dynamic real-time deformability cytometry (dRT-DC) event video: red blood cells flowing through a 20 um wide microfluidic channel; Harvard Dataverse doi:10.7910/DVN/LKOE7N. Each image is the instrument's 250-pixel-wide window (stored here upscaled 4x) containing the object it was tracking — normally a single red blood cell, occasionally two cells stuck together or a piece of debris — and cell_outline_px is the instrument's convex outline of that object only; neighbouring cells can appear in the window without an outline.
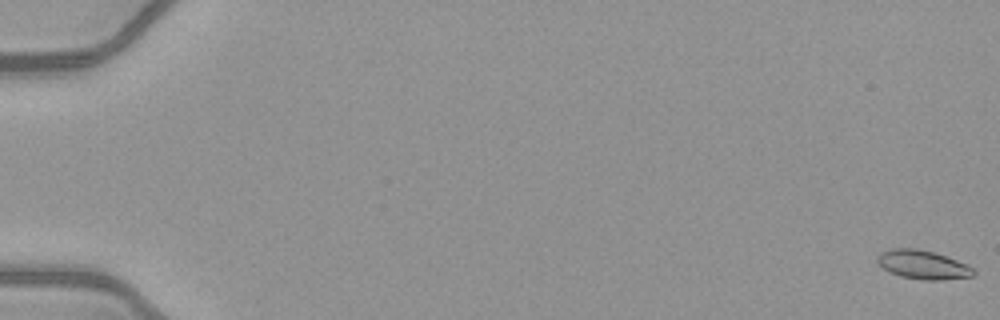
{"species": "common noctule bat (a hibernating species)", "species_latin": "Nyctalus noctula", "temperature_condition": "warm", "stored_images_in_passage": 53, "camera_frame_rate_fps": 3000, "um_per_image_px": 0.085, "animal": {"sex": "female", "body_mass_g": 21.9}, "frame": {"image": 1, "passage_image": 1, "time_ms": 0.0, "image_size_px": [1000, 320], "cell_outline_px": [[976, 272], [972, 276], [944, 280], [924, 280], [900, 276], [884, 268], [876, 260], [876, 256], [880, 252], [892, 248], [916, 248], [932, 252], [968, 264]], "centroid_in_image_um": [78.44, 22.5], "position_along_channel_um": 6.6, "area_um2": 16.01}}
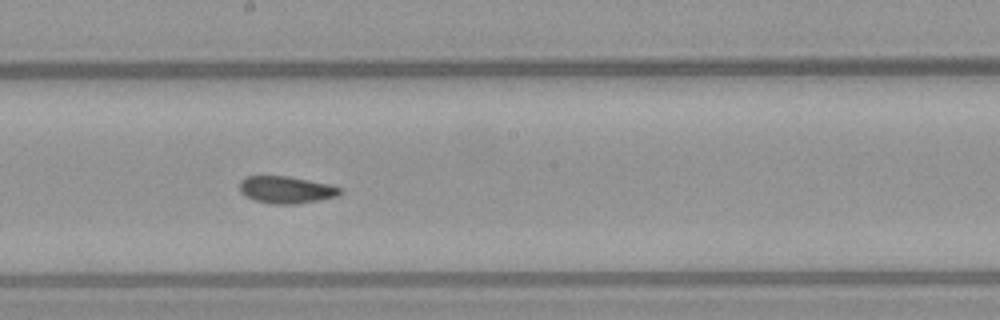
{"frame": {"image": 2, "passage_image": 31, "time_ms": 10.0, "image_size_px": [1000, 320], "cell_outline_px": [[344, 188], [340, 196], [320, 200], [296, 204], [272, 204], [256, 200], [244, 196], [240, 192], [240, 180], [244, 176], [288, 176], [328, 184]], "centroid_in_image_um": [24.35, 16.13], "position_along_channel_um": 223.9, "area_um2": 16.07}}
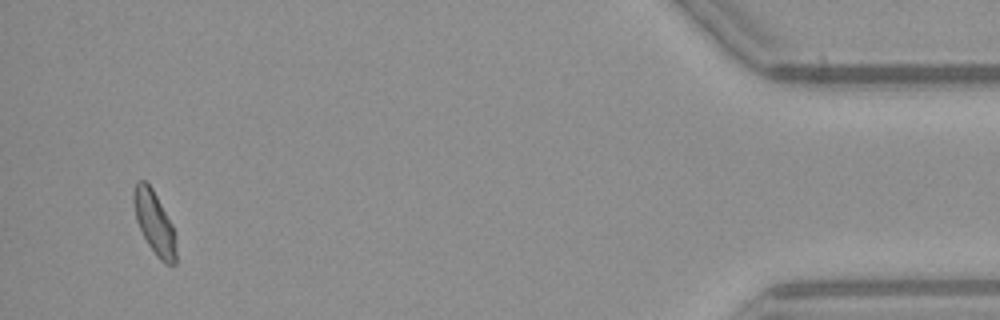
{"frame": {"image": 3, "passage_image": 51, "time_ms": 16.667, "image_size_px": [1000, 320], "cell_outline_px": [[176, 264], [164, 264], [156, 256], [148, 244], [136, 220], [132, 200], [132, 192], [136, 180], [144, 180], [152, 188], [172, 224], [176, 236]], "centroid_in_image_um": [13.12, 18.93], "position_along_channel_um": 422.1, "area_um2": 15.72}, "authors_computed_cell_mechanics": {"area_um2": 15.8372, "velocity_mm_per_s": 4.0846, "shape_relaxation_time_tau1_ms": null, "shape_relaxation_time_tau2_ms": 1.711, "deformation_change_tau1": null, "deformation_change_tau2": 0.0712}}